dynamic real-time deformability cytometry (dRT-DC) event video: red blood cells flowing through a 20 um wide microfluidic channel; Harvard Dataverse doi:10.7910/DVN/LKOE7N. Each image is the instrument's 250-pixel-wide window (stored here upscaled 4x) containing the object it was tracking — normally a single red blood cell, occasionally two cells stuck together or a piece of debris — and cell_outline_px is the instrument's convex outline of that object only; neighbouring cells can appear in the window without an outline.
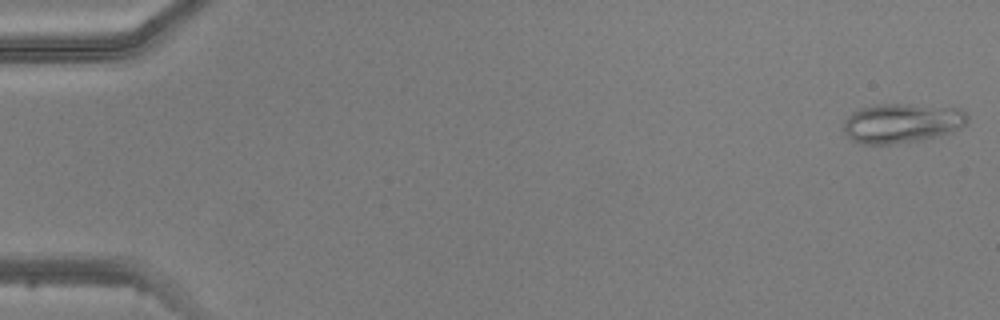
{"species": "common noctule bat (a hibernating species)", "species_latin": "Nyctalus noctula", "temperature_condition": "warm", "stored_images_in_passage": 4, "camera_frame_rate_fps": 3000, "um_per_image_px": 0.085, "animal": {"sex": "male", "body_mass_g": 20.5, "forearm_length_mm": 52.5}, "frame": {"image": 1, "passage_image": 1, "time_ms": 0.0, "image_size_px": [1000, 320], "cell_outline_px": [[968, 120], [960, 128], [952, 132], [920, 140], [888, 144], [864, 144], [852, 140], [844, 132], [844, 120], [852, 112], [860, 108], [884, 104], [896, 104], [960, 108], [968, 116]], "centroid_in_image_um": [76.65, 10.47], "position_along_channel_um": 8.4, "area_um2": 28.15}}